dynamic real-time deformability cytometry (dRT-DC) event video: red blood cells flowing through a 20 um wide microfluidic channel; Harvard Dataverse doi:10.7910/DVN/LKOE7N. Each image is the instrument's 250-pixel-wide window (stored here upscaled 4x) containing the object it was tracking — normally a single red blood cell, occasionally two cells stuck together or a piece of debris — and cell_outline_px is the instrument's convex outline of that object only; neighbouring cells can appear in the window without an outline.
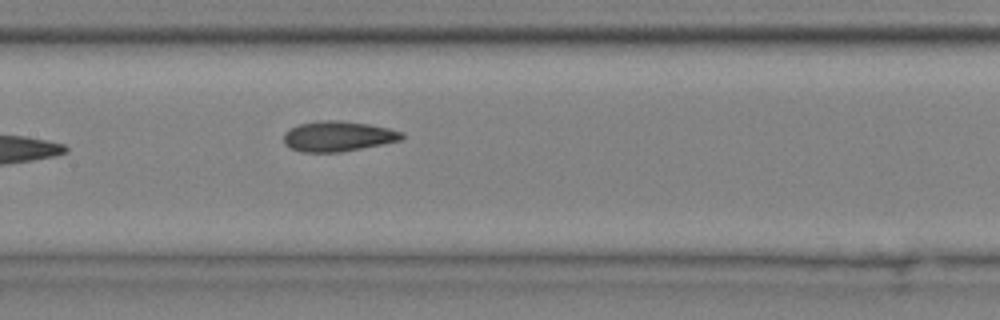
{"species": "common noctule bat (a hibernating species)", "species_latin": "Nyctalus noctula", "temperature_condition": "cold", "stored_images_in_passage": 5, "segment_of_instrument_passage": [1, 2], "camera_frame_rate_fps": 3000, "um_per_image_px": 0.085, "animal": {"sex": "male", "body_mass_g": 20.4}, "frame": {"image": 1, "passage_image": 4, "time_ms": 1.0, "image_size_px": [1000, 320], "cell_outline_px": [[404, 140], [340, 152], [300, 152], [284, 144], [284, 132], [288, 128], [300, 124], [320, 120], [340, 120], [368, 124], [388, 128], [404, 132]], "centroid_in_image_um": [28.73, 11.58], "position_along_channel_um": 178.7, "area_um2": 20.98}}